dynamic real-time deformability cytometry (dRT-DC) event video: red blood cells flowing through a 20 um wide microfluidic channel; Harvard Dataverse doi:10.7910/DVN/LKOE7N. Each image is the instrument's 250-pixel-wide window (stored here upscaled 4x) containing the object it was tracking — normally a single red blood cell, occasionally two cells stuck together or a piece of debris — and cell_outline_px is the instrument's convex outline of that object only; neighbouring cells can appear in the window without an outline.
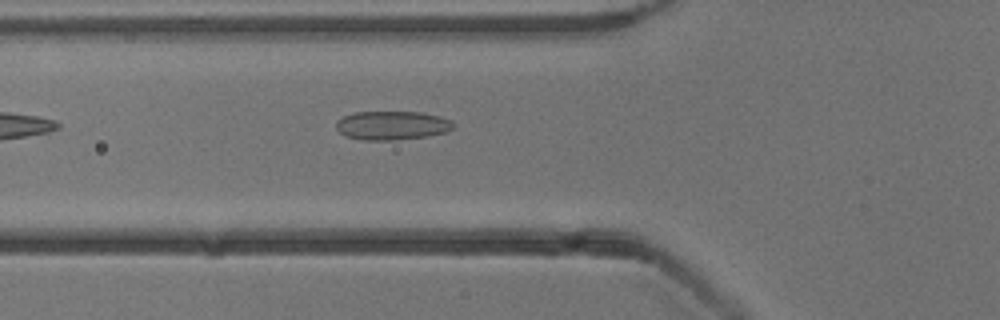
{"species": "common noctule bat (a hibernating species)", "species_latin": "Nyctalus noctula", "temperature_condition": "cold", "stored_images_in_passage": 7, "camera_frame_rate_fps": 3000, "um_per_image_px": 0.085, "animal": {"sex": "male", "body_mass_g": 13.3}, "frame": {"image": 1, "passage_image": 4, "time_ms": 1.0, "image_size_px": [1000, 320], "cell_outline_px": [[452, 128], [444, 132], [428, 136], [396, 140], [364, 140], [344, 136], [336, 128], [336, 120], [344, 116], [356, 112], [420, 112], [440, 116], [452, 120]], "centroid_in_image_um": [33.29, 10.66], "position_along_channel_um": 92.5, "area_um2": 19.65}}